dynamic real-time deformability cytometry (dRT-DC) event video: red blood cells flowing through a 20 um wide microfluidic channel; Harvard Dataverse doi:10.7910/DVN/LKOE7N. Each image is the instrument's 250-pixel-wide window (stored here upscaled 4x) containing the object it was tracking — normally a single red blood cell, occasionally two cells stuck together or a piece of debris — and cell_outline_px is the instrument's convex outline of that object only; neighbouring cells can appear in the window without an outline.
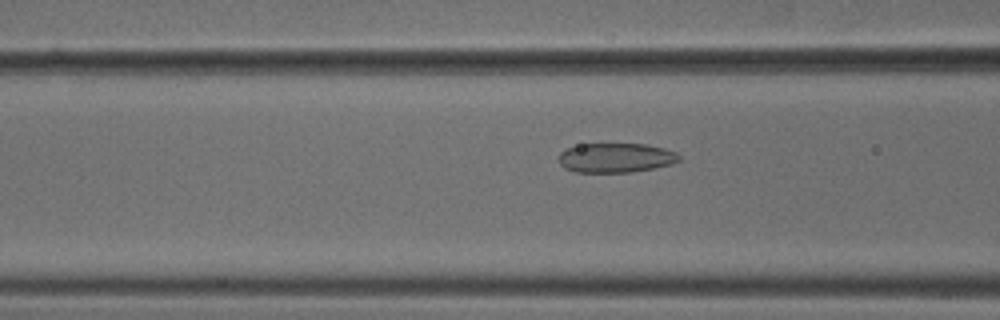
{"species": "common noctule bat (a hibernating species)", "species_latin": "Nyctalus noctula", "temperature_condition": "cold", "stored_images_in_passage": 38, "camera_frame_rate_fps": 3000, "um_per_image_px": 0.085, "animal": {"sex": "male", "body_mass_g": 18.8}, "frame": {"image": 1, "passage_image": 6, "time_ms": 1.667, "image_size_px": [1000, 320], "cell_outline_px": [[680, 160], [672, 164], [632, 172], [576, 172], [564, 168], [560, 164], [556, 156], [564, 148], [580, 144], [648, 144], [664, 148], [676, 152], [680, 156]], "centroid_in_image_um": [52.3, 13.4], "position_along_channel_um": 114.3, "area_um2": 20.92}}
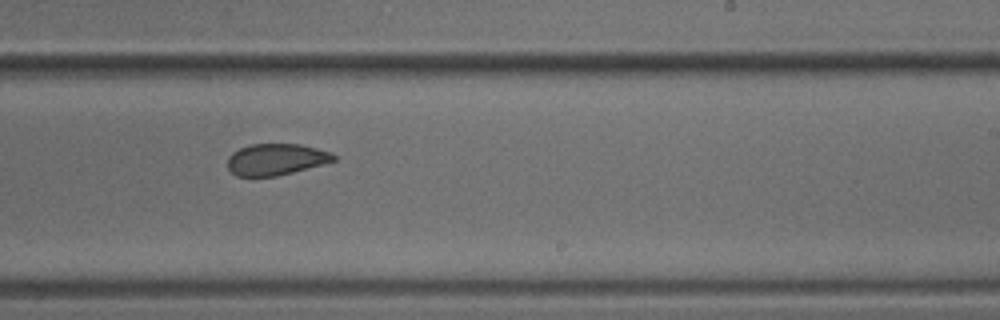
{"frame": {"image": 2, "passage_image": 18, "time_ms": 5.667, "image_size_px": [1000, 320], "cell_outline_px": [[336, 160], [324, 164], [276, 176], [236, 176], [228, 168], [228, 156], [232, 152], [240, 148], [252, 144], [300, 144], [332, 152], [336, 156]], "centroid_in_image_um": [23.47, 13.54], "position_along_channel_um": 265.5, "area_um2": 19.42}}
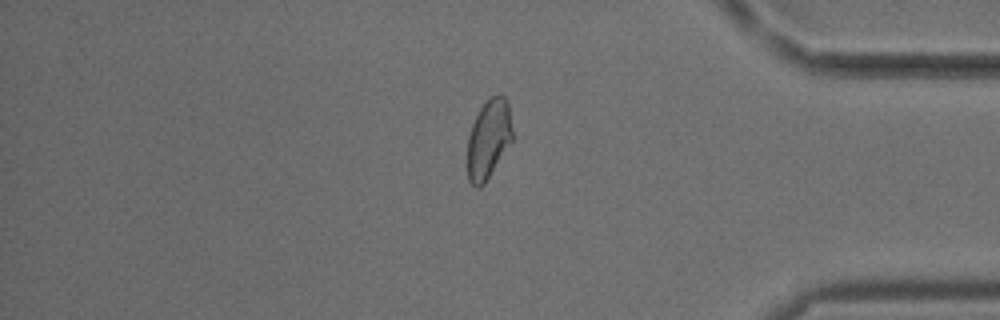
{"frame": {"image": 3, "passage_image": 30, "time_ms": 9.667, "image_size_px": [1000, 320], "cell_outline_px": [[512, 140], [484, 184], [480, 188], [476, 188], [468, 180], [468, 136], [472, 124], [480, 108], [492, 96], [504, 96], [508, 100], [512, 132]], "centroid_in_image_um": [41.52, 11.83], "position_along_channel_um": 393.7, "area_um2": 20.4}, "authors_computed_cell_mechanics": {"area_um2": 20.7213, "velocity_mm_per_s": 3.7791, "shape_relaxation_time_tau1_ms": null, "shape_relaxation_time_tau2_ms": 1.9271, "deformation_change_tau1": null, "deformation_change_tau2": 0.0737}}